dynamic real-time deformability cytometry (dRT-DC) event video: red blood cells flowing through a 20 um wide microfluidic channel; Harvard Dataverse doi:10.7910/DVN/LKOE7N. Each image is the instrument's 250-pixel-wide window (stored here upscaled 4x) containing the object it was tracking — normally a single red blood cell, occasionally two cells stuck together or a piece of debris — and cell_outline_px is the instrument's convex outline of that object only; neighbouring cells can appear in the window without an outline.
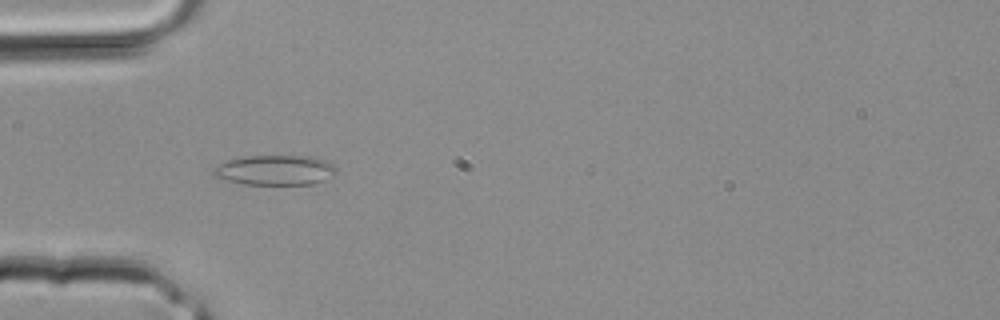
{"species": "common noctule bat (a hibernating species)", "species_latin": "Nyctalus noctula", "temperature_condition": "room temperature", "stored_images_in_passage": 2, "camera_frame_rate_fps": 3000, "um_per_image_px": 0.085, "animal": {"sex": "male", "body_mass_g": 20.4}, "frame": {"image": 1, "passage_image": 2, "time_ms": 0.333, "image_size_px": [1000, 320], "cell_outline_px": [[336, 172], [332, 176], [324, 180], [312, 184], [244, 184], [212, 176], [212, 168], [228, 160], [248, 156], [308, 156], [328, 160], [336, 164]], "centroid_in_image_um": [23.42, 14.45], "position_along_channel_um": 61.6, "area_um2": 21.5}}